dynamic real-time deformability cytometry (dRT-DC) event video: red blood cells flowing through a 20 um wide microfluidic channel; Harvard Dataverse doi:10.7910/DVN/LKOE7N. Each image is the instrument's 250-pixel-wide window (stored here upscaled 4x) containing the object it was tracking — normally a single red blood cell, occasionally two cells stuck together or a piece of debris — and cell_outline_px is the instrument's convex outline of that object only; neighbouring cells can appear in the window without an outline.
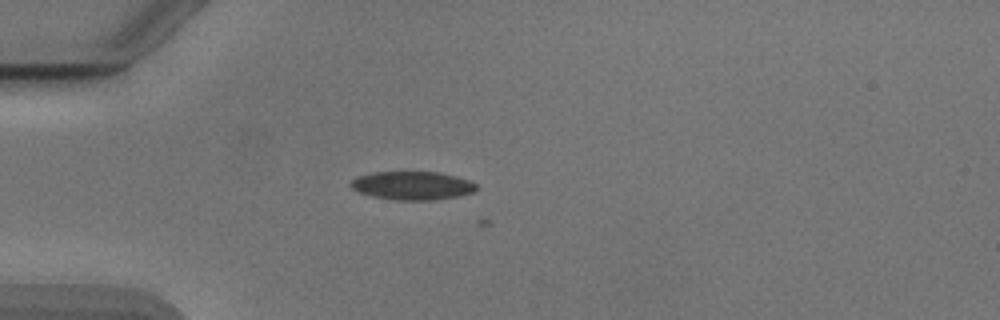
{"species": "Egyptian fruit bat (a non-hibernating species)", "species_latin": "Rousettus aegyptiacus", "temperature_condition": "cold", "stored_images_in_passage": 4, "camera_frame_rate_fps": 3000, "um_per_image_px": 0.085, "animal": {"sex": "male"}, "frame": {"image": 1, "passage_image": 3, "time_ms": 0.667, "image_size_px": [1000, 320], "cell_outline_px": [[480, 188], [476, 192], [460, 196], [432, 200], [396, 200], [372, 196], [360, 192], [352, 188], [348, 184], [356, 176], [372, 172], [440, 172], [456, 176], [468, 180], [476, 184]], "centroid_in_image_um": [35.08, 15.77], "position_along_channel_um": 49.9, "area_um2": 21.04}}